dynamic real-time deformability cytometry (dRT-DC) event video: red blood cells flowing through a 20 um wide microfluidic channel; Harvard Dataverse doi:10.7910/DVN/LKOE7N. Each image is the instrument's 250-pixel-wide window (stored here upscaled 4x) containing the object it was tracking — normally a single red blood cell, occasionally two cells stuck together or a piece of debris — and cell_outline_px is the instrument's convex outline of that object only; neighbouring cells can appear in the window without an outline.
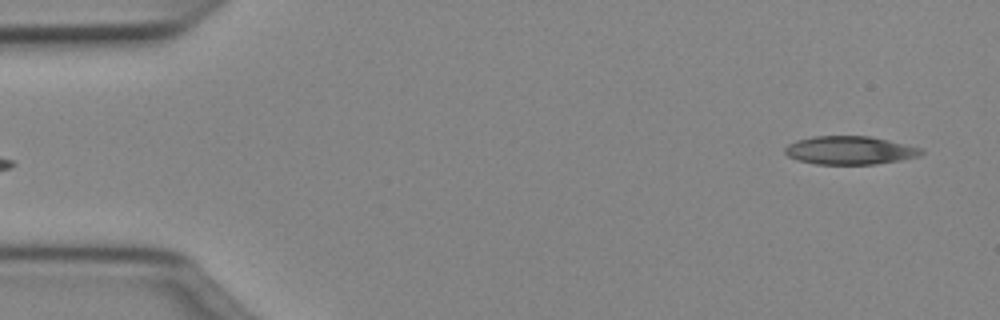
{"species": "Egyptian fruit bat (a non-hibernating species)", "species_latin": "Rousettus aegyptiacus", "temperature_condition": "cold", "stored_images_in_passage": 48, "camera_frame_rate_fps": 3000, "um_per_image_px": 0.085, "animal": {"sex": "female"}, "frame": {"image": 1, "passage_image": 1, "time_ms": 0.0, "image_size_px": [1000, 320], "cell_outline_px": [[924, 152], [920, 156], [900, 160], [876, 164], [816, 164], [796, 160], [788, 156], [784, 152], [784, 148], [788, 144], [796, 140], [812, 136], [868, 136], [888, 140], [924, 148]], "centroid_in_image_um": [72.23, 12.77], "position_along_channel_um": 12.8, "area_um2": 22.66}}
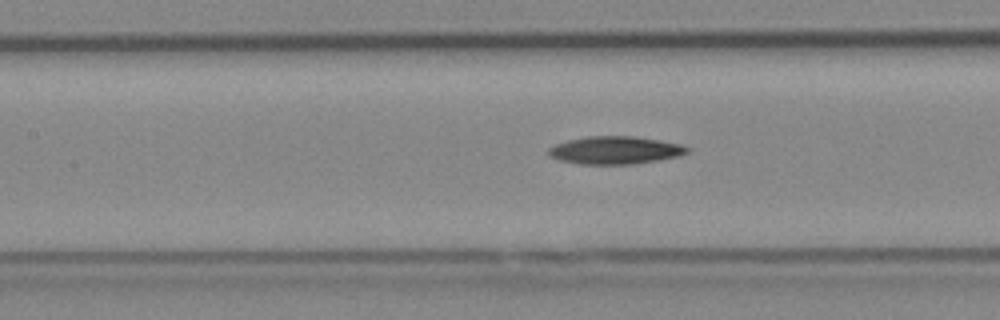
{"frame": {"image": 2, "passage_image": 20, "time_ms": 6.333, "image_size_px": [1000, 320], "cell_outline_px": [[692, 148], [688, 152], [680, 156], [632, 164], [580, 164], [560, 160], [552, 156], [548, 152], [548, 148], [556, 144], [568, 140], [588, 136], [632, 136], [660, 140], [680, 144]], "centroid_in_image_um": [52.32, 12.76], "position_along_channel_um": 155.1, "area_um2": 22.31}}
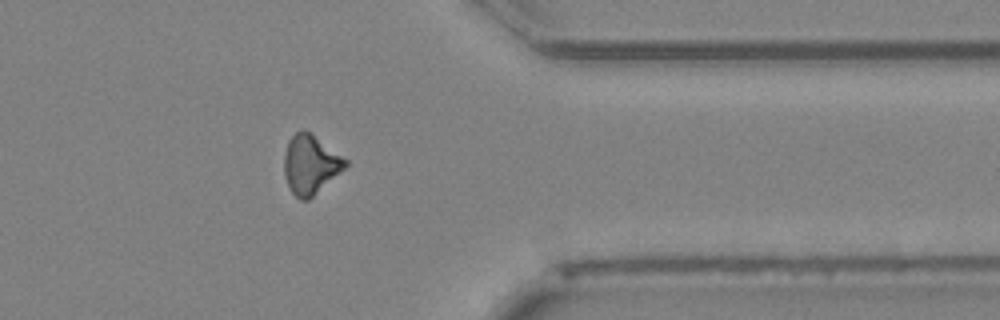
{"frame": {"image": 3, "passage_image": 38, "time_ms": 12.333, "image_size_px": [1000, 320], "cell_outline_px": [[348, 164], [344, 168], [308, 200], [300, 200], [292, 192], [284, 176], [284, 152], [288, 140], [300, 128], [308, 132], [348, 160]], "centroid_in_image_um": [26.35, 13.97], "position_along_channel_um": 385.1, "area_um2": 20.63}}